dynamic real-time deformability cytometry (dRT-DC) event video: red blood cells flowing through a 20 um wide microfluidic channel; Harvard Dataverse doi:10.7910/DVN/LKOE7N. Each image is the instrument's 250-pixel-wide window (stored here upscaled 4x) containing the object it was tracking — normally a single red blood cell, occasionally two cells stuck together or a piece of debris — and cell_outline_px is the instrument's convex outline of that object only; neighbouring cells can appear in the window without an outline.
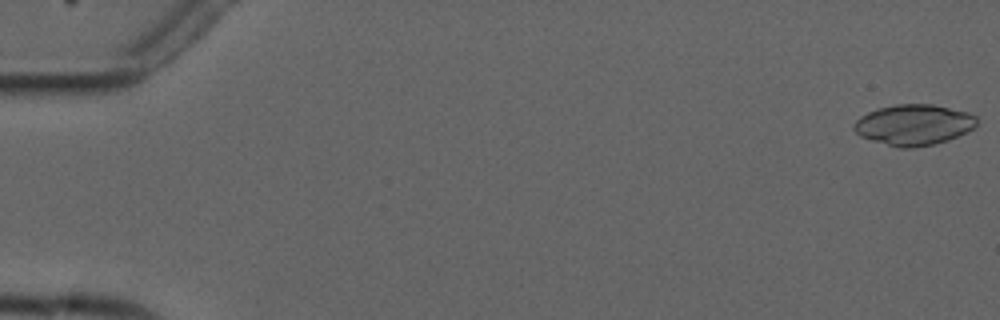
{"species": "common noctule bat (a hibernating species)", "species_latin": "Nyctalus noctula", "temperature_condition": "cold", "stored_images_in_passage": 6, "camera_frame_rate_fps": 3000, "um_per_image_px": 0.085, "animal": {"sex": "male", "forearm_length_mm": 52.5}, "frame": {"image": 1, "passage_image": 1, "time_ms": 0.0, "image_size_px": [1000, 320], "cell_outline_px": [[976, 124], [972, 128], [948, 140], [932, 144], [912, 148], [900, 148], [872, 140], [860, 136], [852, 128], [852, 124], [860, 116], [876, 108], [896, 104], [932, 104], [968, 112], [976, 116]], "centroid_in_image_um": [77.62, 10.59], "position_along_channel_um": 7.4, "area_um2": 29.02}}